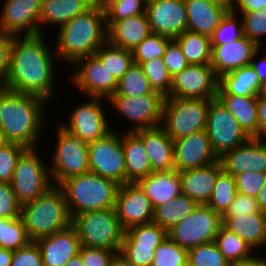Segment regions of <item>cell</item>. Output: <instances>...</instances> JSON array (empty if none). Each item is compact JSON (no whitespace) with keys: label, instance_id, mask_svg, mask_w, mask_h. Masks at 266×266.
<instances>
[{"label":"cell","instance_id":"cell-19","mask_svg":"<svg viewBox=\"0 0 266 266\" xmlns=\"http://www.w3.org/2000/svg\"><path fill=\"white\" fill-rule=\"evenodd\" d=\"M115 209L124 230L153 222L154 219V208L151 201L137 183H126L119 186Z\"/></svg>","mask_w":266,"mask_h":266},{"label":"cell","instance_id":"cell-68","mask_svg":"<svg viewBox=\"0 0 266 266\" xmlns=\"http://www.w3.org/2000/svg\"><path fill=\"white\" fill-rule=\"evenodd\" d=\"M181 266H194L189 259H187Z\"/></svg>","mask_w":266,"mask_h":266},{"label":"cell","instance_id":"cell-1","mask_svg":"<svg viewBox=\"0 0 266 266\" xmlns=\"http://www.w3.org/2000/svg\"><path fill=\"white\" fill-rule=\"evenodd\" d=\"M43 35H14L9 71L1 86L51 102L55 95V60L58 58Z\"/></svg>","mask_w":266,"mask_h":266},{"label":"cell","instance_id":"cell-61","mask_svg":"<svg viewBox=\"0 0 266 266\" xmlns=\"http://www.w3.org/2000/svg\"><path fill=\"white\" fill-rule=\"evenodd\" d=\"M230 266H266V258L265 256L262 258V255L259 257L254 254L251 258L233 263Z\"/></svg>","mask_w":266,"mask_h":266},{"label":"cell","instance_id":"cell-17","mask_svg":"<svg viewBox=\"0 0 266 266\" xmlns=\"http://www.w3.org/2000/svg\"><path fill=\"white\" fill-rule=\"evenodd\" d=\"M41 5L42 0H5L0 14V30L15 36L42 34Z\"/></svg>","mask_w":266,"mask_h":266},{"label":"cell","instance_id":"cell-47","mask_svg":"<svg viewBox=\"0 0 266 266\" xmlns=\"http://www.w3.org/2000/svg\"><path fill=\"white\" fill-rule=\"evenodd\" d=\"M188 259L194 266H230L215 241L201 244L188 251Z\"/></svg>","mask_w":266,"mask_h":266},{"label":"cell","instance_id":"cell-45","mask_svg":"<svg viewBox=\"0 0 266 266\" xmlns=\"http://www.w3.org/2000/svg\"><path fill=\"white\" fill-rule=\"evenodd\" d=\"M238 14L228 11L222 18L219 26L210 36L211 45H223L242 38L243 23L242 19L236 18ZM240 21V22H239Z\"/></svg>","mask_w":266,"mask_h":266},{"label":"cell","instance_id":"cell-60","mask_svg":"<svg viewBox=\"0 0 266 266\" xmlns=\"http://www.w3.org/2000/svg\"><path fill=\"white\" fill-rule=\"evenodd\" d=\"M259 52L260 49L254 54L250 66L255 70L260 82L266 88V54L262 55L261 59L254 61Z\"/></svg>","mask_w":266,"mask_h":266},{"label":"cell","instance_id":"cell-31","mask_svg":"<svg viewBox=\"0 0 266 266\" xmlns=\"http://www.w3.org/2000/svg\"><path fill=\"white\" fill-rule=\"evenodd\" d=\"M122 145L125 156L126 183H136L153 172L143 141L135 132L123 133Z\"/></svg>","mask_w":266,"mask_h":266},{"label":"cell","instance_id":"cell-36","mask_svg":"<svg viewBox=\"0 0 266 266\" xmlns=\"http://www.w3.org/2000/svg\"><path fill=\"white\" fill-rule=\"evenodd\" d=\"M94 55L117 81L122 78L134 63L132 51L114 46L108 41Z\"/></svg>","mask_w":266,"mask_h":266},{"label":"cell","instance_id":"cell-23","mask_svg":"<svg viewBox=\"0 0 266 266\" xmlns=\"http://www.w3.org/2000/svg\"><path fill=\"white\" fill-rule=\"evenodd\" d=\"M43 266H64L72 257L79 254L81 242L76 229L71 225L67 229L36 241Z\"/></svg>","mask_w":266,"mask_h":266},{"label":"cell","instance_id":"cell-48","mask_svg":"<svg viewBox=\"0 0 266 266\" xmlns=\"http://www.w3.org/2000/svg\"><path fill=\"white\" fill-rule=\"evenodd\" d=\"M242 15L243 35L261 48L263 44L261 38L266 36V8Z\"/></svg>","mask_w":266,"mask_h":266},{"label":"cell","instance_id":"cell-43","mask_svg":"<svg viewBox=\"0 0 266 266\" xmlns=\"http://www.w3.org/2000/svg\"><path fill=\"white\" fill-rule=\"evenodd\" d=\"M154 92L168 97L171 90V75L163 58H154L141 64Z\"/></svg>","mask_w":266,"mask_h":266},{"label":"cell","instance_id":"cell-7","mask_svg":"<svg viewBox=\"0 0 266 266\" xmlns=\"http://www.w3.org/2000/svg\"><path fill=\"white\" fill-rule=\"evenodd\" d=\"M210 99L166 97L161 127L173 139L205 130Z\"/></svg>","mask_w":266,"mask_h":266},{"label":"cell","instance_id":"cell-32","mask_svg":"<svg viewBox=\"0 0 266 266\" xmlns=\"http://www.w3.org/2000/svg\"><path fill=\"white\" fill-rule=\"evenodd\" d=\"M222 105L236 118L250 137L259 135L257 97L238 95H216Z\"/></svg>","mask_w":266,"mask_h":266},{"label":"cell","instance_id":"cell-26","mask_svg":"<svg viewBox=\"0 0 266 266\" xmlns=\"http://www.w3.org/2000/svg\"><path fill=\"white\" fill-rule=\"evenodd\" d=\"M107 41L132 51L152 32L146 13L118 21H106Z\"/></svg>","mask_w":266,"mask_h":266},{"label":"cell","instance_id":"cell-33","mask_svg":"<svg viewBox=\"0 0 266 266\" xmlns=\"http://www.w3.org/2000/svg\"><path fill=\"white\" fill-rule=\"evenodd\" d=\"M94 3L93 0H42L40 25L52 23L60 27Z\"/></svg>","mask_w":266,"mask_h":266},{"label":"cell","instance_id":"cell-3","mask_svg":"<svg viewBox=\"0 0 266 266\" xmlns=\"http://www.w3.org/2000/svg\"><path fill=\"white\" fill-rule=\"evenodd\" d=\"M54 52L58 59L73 64L94 55L107 41V26L103 5L95 2L84 13L76 15L59 27Z\"/></svg>","mask_w":266,"mask_h":266},{"label":"cell","instance_id":"cell-58","mask_svg":"<svg viewBox=\"0 0 266 266\" xmlns=\"http://www.w3.org/2000/svg\"><path fill=\"white\" fill-rule=\"evenodd\" d=\"M257 118L259 135L256 138L264 140L266 138V92L257 95Z\"/></svg>","mask_w":266,"mask_h":266},{"label":"cell","instance_id":"cell-35","mask_svg":"<svg viewBox=\"0 0 266 266\" xmlns=\"http://www.w3.org/2000/svg\"><path fill=\"white\" fill-rule=\"evenodd\" d=\"M197 205L188 196L180 194L170 202L154 209L153 222L168 232L178 222L190 215Z\"/></svg>","mask_w":266,"mask_h":266},{"label":"cell","instance_id":"cell-34","mask_svg":"<svg viewBox=\"0 0 266 266\" xmlns=\"http://www.w3.org/2000/svg\"><path fill=\"white\" fill-rule=\"evenodd\" d=\"M174 40L179 44L189 65H210L212 47L209 36L186 30Z\"/></svg>","mask_w":266,"mask_h":266},{"label":"cell","instance_id":"cell-2","mask_svg":"<svg viewBox=\"0 0 266 266\" xmlns=\"http://www.w3.org/2000/svg\"><path fill=\"white\" fill-rule=\"evenodd\" d=\"M48 103L41 97L19 93L0 85V129L6 140L26 148H36L46 122L43 120V109Z\"/></svg>","mask_w":266,"mask_h":266},{"label":"cell","instance_id":"cell-49","mask_svg":"<svg viewBox=\"0 0 266 266\" xmlns=\"http://www.w3.org/2000/svg\"><path fill=\"white\" fill-rule=\"evenodd\" d=\"M26 149L25 146L14 142H8L0 148V182H11L17 161Z\"/></svg>","mask_w":266,"mask_h":266},{"label":"cell","instance_id":"cell-50","mask_svg":"<svg viewBox=\"0 0 266 266\" xmlns=\"http://www.w3.org/2000/svg\"><path fill=\"white\" fill-rule=\"evenodd\" d=\"M234 177L237 192L254 198H256L266 181V173L254 171L237 174Z\"/></svg>","mask_w":266,"mask_h":266},{"label":"cell","instance_id":"cell-66","mask_svg":"<svg viewBox=\"0 0 266 266\" xmlns=\"http://www.w3.org/2000/svg\"><path fill=\"white\" fill-rule=\"evenodd\" d=\"M64 266H84L80 254L72 257Z\"/></svg>","mask_w":266,"mask_h":266},{"label":"cell","instance_id":"cell-6","mask_svg":"<svg viewBox=\"0 0 266 266\" xmlns=\"http://www.w3.org/2000/svg\"><path fill=\"white\" fill-rule=\"evenodd\" d=\"M81 246L120 252L125 230L115 208L82 212L72 218Z\"/></svg>","mask_w":266,"mask_h":266},{"label":"cell","instance_id":"cell-28","mask_svg":"<svg viewBox=\"0 0 266 266\" xmlns=\"http://www.w3.org/2000/svg\"><path fill=\"white\" fill-rule=\"evenodd\" d=\"M187 11V30L211 36L229 11L210 0H184Z\"/></svg>","mask_w":266,"mask_h":266},{"label":"cell","instance_id":"cell-51","mask_svg":"<svg viewBox=\"0 0 266 266\" xmlns=\"http://www.w3.org/2000/svg\"><path fill=\"white\" fill-rule=\"evenodd\" d=\"M21 204L10 183L0 182V218L14 219L20 216Z\"/></svg>","mask_w":266,"mask_h":266},{"label":"cell","instance_id":"cell-22","mask_svg":"<svg viewBox=\"0 0 266 266\" xmlns=\"http://www.w3.org/2000/svg\"><path fill=\"white\" fill-rule=\"evenodd\" d=\"M211 63L218 78L233 70L249 66L260 47L247 37L223 45H211Z\"/></svg>","mask_w":266,"mask_h":266},{"label":"cell","instance_id":"cell-41","mask_svg":"<svg viewBox=\"0 0 266 266\" xmlns=\"http://www.w3.org/2000/svg\"><path fill=\"white\" fill-rule=\"evenodd\" d=\"M22 218H0V247L16 251L30 243Z\"/></svg>","mask_w":266,"mask_h":266},{"label":"cell","instance_id":"cell-53","mask_svg":"<svg viewBox=\"0 0 266 266\" xmlns=\"http://www.w3.org/2000/svg\"><path fill=\"white\" fill-rule=\"evenodd\" d=\"M10 266H43L41 250L36 242L13 251Z\"/></svg>","mask_w":266,"mask_h":266},{"label":"cell","instance_id":"cell-14","mask_svg":"<svg viewBox=\"0 0 266 266\" xmlns=\"http://www.w3.org/2000/svg\"><path fill=\"white\" fill-rule=\"evenodd\" d=\"M219 78L211 65H189L171 79L168 97L186 99H215Z\"/></svg>","mask_w":266,"mask_h":266},{"label":"cell","instance_id":"cell-13","mask_svg":"<svg viewBox=\"0 0 266 266\" xmlns=\"http://www.w3.org/2000/svg\"><path fill=\"white\" fill-rule=\"evenodd\" d=\"M164 99L160 93L154 92L134 97L112 95L107 102H110L121 116L135 123L132 125L134 127L126 132H136L161 126Z\"/></svg>","mask_w":266,"mask_h":266},{"label":"cell","instance_id":"cell-69","mask_svg":"<svg viewBox=\"0 0 266 266\" xmlns=\"http://www.w3.org/2000/svg\"><path fill=\"white\" fill-rule=\"evenodd\" d=\"M106 0H98L97 3L103 4Z\"/></svg>","mask_w":266,"mask_h":266},{"label":"cell","instance_id":"cell-30","mask_svg":"<svg viewBox=\"0 0 266 266\" xmlns=\"http://www.w3.org/2000/svg\"><path fill=\"white\" fill-rule=\"evenodd\" d=\"M265 90L255 70L249 65L222 75L219 78L217 95L257 97Z\"/></svg>","mask_w":266,"mask_h":266},{"label":"cell","instance_id":"cell-38","mask_svg":"<svg viewBox=\"0 0 266 266\" xmlns=\"http://www.w3.org/2000/svg\"><path fill=\"white\" fill-rule=\"evenodd\" d=\"M152 93H154V90L144 73L142 65L133 63L118 81L117 90L114 95L134 97Z\"/></svg>","mask_w":266,"mask_h":266},{"label":"cell","instance_id":"cell-4","mask_svg":"<svg viewBox=\"0 0 266 266\" xmlns=\"http://www.w3.org/2000/svg\"><path fill=\"white\" fill-rule=\"evenodd\" d=\"M20 217L31 242L49 237L72 225L66 197L56 185L36 200L21 205Z\"/></svg>","mask_w":266,"mask_h":266},{"label":"cell","instance_id":"cell-62","mask_svg":"<svg viewBox=\"0 0 266 266\" xmlns=\"http://www.w3.org/2000/svg\"><path fill=\"white\" fill-rule=\"evenodd\" d=\"M12 257L13 251L0 247V266H10Z\"/></svg>","mask_w":266,"mask_h":266},{"label":"cell","instance_id":"cell-16","mask_svg":"<svg viewBox=\"0 0 266 266\" xmlns=\"http://www.w3.org/2000/svg\"><path fill=\"white\" fill-rule=\"evenodd\" d=\"M73 65L77 69L71 77L73 84L83 93L103 98L105 102L116 93L118 81L95 55L81 58Z\"/></svg>","mask_w":266,"mask_h":266},{"label":"cell","instance_id":"cell-10","mask_svg":"<svg viewBox=\"0 0 266 266\" xmlns=\"http://www.w3.org/2000/svg\"><path fill=\"white\" fill-rule=\"evenodd\" d=\"M222 227V215L208 205H197L193 212L168 231V237L189 251L213 242Z\"/></svg>","mask_w":266,"mask_h":266},{"label":"cell","instance_id":"cell-8","mask_svg":"<svg viewBox=\"0 0 266 266\" xmlns=\"http://www.w3.org/2000/svg\"><path fill=\"white\" fill-rule=\"evenodd\" d=\"M56 137L49 170L53 184L59 186L64 180L87 173L90 169L88 143L82 137L74 135L61 124Z\"/></svg>","mask_w":266,"mask_h":266},{"label":"cell","instance_id":"cell-56","mask_svg":"<svg viewBox=\"0 0 266 266\" xmlns=\"http://www.w3.org/2000/svg\"><path fill=\"white\" fill-rule=\"evenodd\" d=\"M253 213H263L258 206L256 198L237 193L235 199L222 217H234L243 214L250 215Z\"/></svg>","mask_w":266,"mask_h":266},{"label":"cell","instance_id":"cell-54","mask_svg":"<svg viewBox=\"0 0 266 266\" xmlns=\"http://www.w3.org/2000/svg\"><path fill=\"white\" fill-rule=\"evenodd\" d=\"M79 254L84 266H111L116 252L81 246Z\"/></svg>","mask_w":266,"mask_h":266},{"label":"cell","instance_id":"cell-27","mask_svg":"<svg viewBox=\"0 0 266 266\" xmlns=\"http://www.w3.org/2000/svg\"><path fill=\"white\" fill-rule=\"evenodd\" d=\"M136 183L151 201L154 209L182 194L180 175L175 169L152 172Z\"/></svg>","mask_w":266,"mask_h":266},{"label":"cell","instance_id":"cell-15","mask_svg":"<svg viewBox=\"0 0 266 266\" xmlns=\"http://www.w3.org/2000/svg\"><path fill=\"white\" fill-rule=\"evenodd\" d=\"M102 100L103 98L90 97L89 101L71 111L68 124L61 125L74 135L82 137L87 143L105 137L113 129L106 119Z\"/></svg>","mask_w":266,"mask_h":266},{"label":"cell","instance_id":"cell-11","mask_svg":"<svg viewBox=\"0 0 266 266\" xmlns=\"http://www.w3.org/2000/svg\"><path fill=\"white\" fill-rule=\"evenodd\" d=\"M89 169L93 174L126 184L122 135L112 130L105 137L88 143Z\"/></svg>","mask_w":266,"mask_h":266},{"label":"cell","instance_id":"cell-44","mask_svg":"<svg viewBox=\"0 0 266 266\" xmlns=\"http://www.w3.org/2000/svg\"><path fill=\"white\" fill-rule=\"evenodd\" d=\"M147 0H106L102 5L106 21H118L146 12Z\"/></svg>","mask_w":266,"mask_h":266},{"label":"cell","instance_id":"cell-63","mask_svg":"<svg viewBox=\"0 0 266 266\" xmlns=\"http://www.w3.org/2000/svg\"><path fill=\"white\" fill-rule=\"evenodd\" d=\"M256 200L261 212L266 213V181L263 188L258 192Z\"/></svg>","mask_w":266,"mask_h":266},{"label":"cell","instance_id":"cell-18","mask_svg":"<svg viewBox=\"0 0 266 266\" xmlns=\"http://www.w3.org/2000/svg\"><path fill=\"white\" fill-rule=\"evenodd\" d=\"M145 13L152 33L174 39L187 30L184 0H147Z\"/></svg>","mask_w":266,"mask_h":266},{"label":"cell","instance_id":"cell-21","mask_svg":"<svg viewBox=\"0 0 266 266\" xmlns=\"http://www.w3.org/2000/svg\"><path fill=\"white\" fill-rule=\"evenodd\" d=\"M223 170L235 176L248 171L266 173V141L251 137L221 158Z\"/></svg>","mask_w":266,"mask_h":266},{"label":"cell","instance_id":"cell-64","mask_svg":"<svg viewBox=\"0 0 266 266\" xmlns=\"http://www.w3.org/2000/svg\"><path fill=\"white\" fill-rule=\"evenodd\" d=\"M111 266H135L120 252L116 253Z\"/></svg>","mask_w":266,"mask_h":266},{"label":"cell","instance_id":"cell-12","mask_svg":"<svg viewBox=\"0 0 266 266\" xmlns=\"http://www.w3.org/2000/svg\"><path fill=\"white\" fill-rule=\"evenodd\" d=\"M205 131L218 158L251 138L217 98L211 99Z\"/></svg>","mask_w":266,"mask_h":266},{"label":"cell","instance_id":"cell-46","mask_svg":"<svg viewBox=\"0 0 266 266\" xmlns=\"http://www.w3.org/2000/svg\"><path fill=\"white\" fill-rule=\"evenodd\" d=\"M188 259V251L169 237L156 248L151 266H181Z\"/></svg>","mask_w":266,"mask_h":266},{"label":"cell","instance_id":"cell-29","mask_svg":"<svg viewBox=\"0 0 266 266\" xmlns=\"http://www.w3.org/2000/svg\"><path fill=\"white\" fill-rule=\"evenodd\" d=\"M222 226L237 234L253 250L266 246V213L222 217Z\"/></svg>","mask_w":266,"mask_h":266},{"label":"cell","instance_id":"cell-25","mask_svg":"<svg viewBox=\"0 0 266 266\" xmlns=\"http://www.w3.org/2000/svg\"><path fill=\"white\" fill-rule=\"evenodd\" d=\"M135 133L143 141L153 172L174 170L173 139L161 126Z\"/></svg>","mask_w":266,"mask_h":266},{"label":"cell","instance_id":"cell-5","mask_svg":"<svg viewBox=\"0 0 266 266\" xmlns=\"http://www.w3.org/2000/svg\"><path fill=\"white\" fill-rule=\"evenodd\" d=\"M119 186L90 171L70 177L59 185L72 218L82 212L115 208Z\"/></svg>","mask_w":266,"mask_h":266},{"label":"cell","instance_id":"cell-65","mask_svg":"<svg viewBox=\"0 0 266 266\" xmlns=\"http://www.w3.org/2000/svg\"><path fill=\"white\" fill-rule=\"evenodd\" d=\"M211 2L222 5L227 10L232 11L235 7L237 0H210Z\"/></svg>","mask_w":266,"mask_h":266},{"label":"cell","instance_id":"cell-57","mask_svg":"<svg viewBox=\"0 0 266 266\" xmlns=\"http://www.w3.org/2000/svg\"><path fill=\"white\" fill-rule=\"evenodd\" d=\"M13 43L14 35L0 30V85L9 71Z\"/></svg>","mask_w":266,"mask_h":266},{"label":"cell","instance_id":"cell-40","mask_svg":"<svg viewBox=\"0 0 266 266\" xmlns=\"http://www.w3.org/2000/svg\"><path fill=\"white\" fill-rule=\"evenodd\" d=\"M168 232L154 222L133 226L125 230L122 245L159 246Z\"/></svg>","mask_w":266,"mask_h":266},{"label":"cell","instance_id":"cell-24","mask_svg":"<svg viewBox=\"0 0 266 266\" xmlns=\"http://www.w3.org/2000/svg\"><path fill=\"white\" fill-rule=\"evenodd\" d=\"M222 170L219 160L202 168L180 171L182 194L198 205H206L212 195L217 176Z\"/></svg>","mask_w":266,"mask_h":266},{"label":"cell","instance_id":"cell-67","mask_svg":"<svg viewBox=\"0 0 266 266\" xmlns=\"http://www.w3.org/2000/svg\"><path fill=\"white\" fill-rule=\"evenodd\" d=\"M8 141L6 140L4 133L2 132V130L0 129V148L2 146H4L5 144H7Z\"/></svg>","mask_w":266,"mask_h":266},{"label":"cell","instance_id":"cell-37","mask_svg":"<svg viewBox=\"0 0 266 266\" xmlns=\"http://www.w3.org/2000/svg\"><path fill=\"white\" fill-rule=\"evenodd\" d=\"M215 243L230 264L247 260L254 255L252 248L242 238L223 226L216 235Z\"/></svg>","mask_w":266,"mask_h":266},{"label":"cell","instance_id":"cell-9","mask_svg":"<svg viewBox=\"0 0 266 266\" xmlns=\"http://www.w3.org/2000/svg\"><path fill=\"white\" fill-rule=\"evenodd\" d=\"M37 149L27 148L21 154L10 182L21 205L36 200L54 185L49 166L44 163Z\"/></svg>","mask_w":266,"mask_h":266},{"label":"cell","instance_id":"cell-55","mask_svg":"<svg viewBox=\"0 0 266 266\" xmlns=\"http://www.w3.org/2000/svg\"><path fill=\"white\" fill-rule=\"evenodd\" d=\"M163 61L171 77L189 66L179 44L174 39L168 43L165 54L163 55Z\"/></svg>","mask_w":266,"mask_h":266},{"label":"cell","instance_id":"cell-52","mask_svg":"<svg viewBox=\"0 0 266 266\" xmlns=\"http://www.w3.org/2000/svg\"><path fill=\"white\" fill-rule=\"evenodd\" d=\"M158 246L122 245L120 253L135 266H151Z\"/></svg>","mask_w":266,"mask_h":266},{"label":"cell","instance_id":"cell-39","mask_svg":"<svg viewBox=\"0 0 266 266\" xmlns=\"http://www.w3.org/2000/svg\"><path fill=\"white\" fill-rule=\"evenodd\" d=\"M235 177L222 170L216 179L212 195L206 205L223 215L237 195Z\"/></svg>","mask_w":266,"mask_h":266},{"label":"cell","instance_id":"cell-59","mask_svg":"<svg viewBox=\"0 0 266 266\" xmlns=\"http://www.w3.org/2000/svg\"><path fill=\"white\" fill-rule=\"evenodd\" d=\"M266 8V0H237L234 9V13L241 12H252L259 11L260 9Z\"/></svg>","mask_w":266,"mask_h":266},{"label":"cell","instance_id":"cell-20","mask_svg":"<svg viewBox=\"0 0 266 266\" xmlns=\"http://www.w3.org/2000/svg\"><path fill=\"white\" fill-rule=\"evenodd\" d=\"M173 143L174 169L178 172L202 168L219 161L205 130L173 140Z\"/></svg>","mask_w":266,"mask_h":266},{"label":"cell","instance_id":"cell-42","mask_svg":"<svg viewBox=\"0 0 266 266\" xmlns=\"http://www.w3.org/2000/svg\"><path fill=\"white\" fill-rule=\"evenodd\" d=\"M171 40L172 38L151 33L132 50L133 62L142 64L154 58H163Z\"/></svg>","mask_w":266,"mask_h":266}]
</instances>
